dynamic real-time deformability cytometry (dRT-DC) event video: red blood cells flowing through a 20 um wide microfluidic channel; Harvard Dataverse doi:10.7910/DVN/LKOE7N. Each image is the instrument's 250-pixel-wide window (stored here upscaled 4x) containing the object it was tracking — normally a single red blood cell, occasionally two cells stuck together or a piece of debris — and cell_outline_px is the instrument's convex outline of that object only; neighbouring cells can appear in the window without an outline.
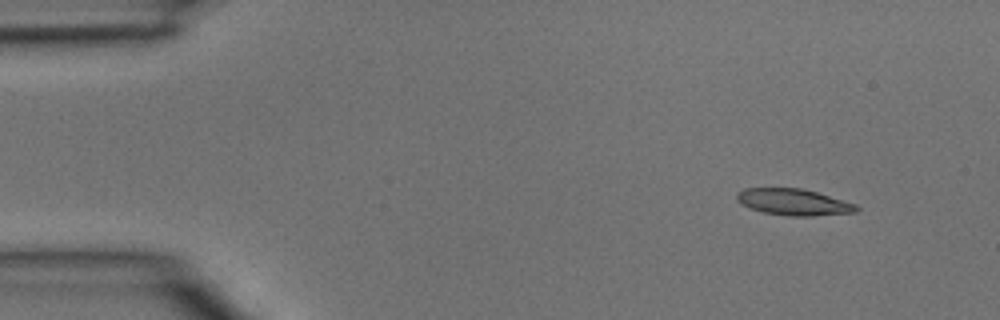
{"species": "common noctule bat (a hibernating species)", "species_latin": "Nyctalus noctula", "temperature_condition": "room temperature", "stored_images_in_passage": 3, "camera_frame_rate_fps": 3000, "um_per_image_px": 0.085, "animal": {"sex": "male", "body_mass_g": 15.6}, "frame": {"image": 1, "passage_image": 1, "time_ms": 0.0, "image_size_px": [1000, 320], "cell_outline_px": [[860, 208], [856, 212], [812, 216], [792, 216], [764, 212], [740, 204], [736, 200], [736, 192], [744, 188], [804, 188], [856, 204]], "centroid_in_image_um": [67.44, 17.16], "position_along_channel_um": 17.6, "area_um2": 18.44}}
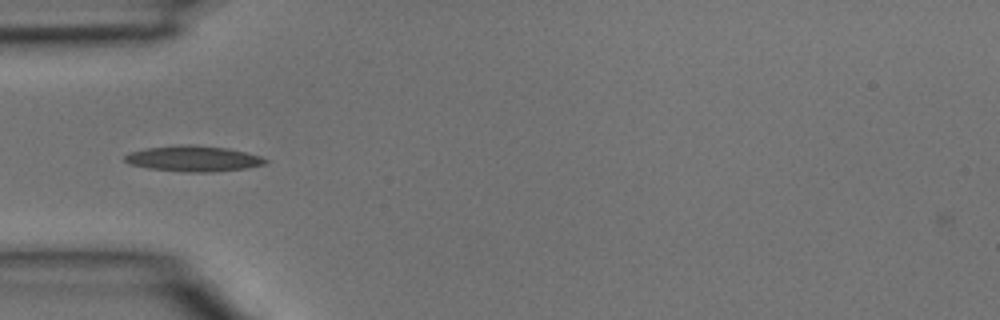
{"frame": {"image": 2, "passage_image": 3, "time_ms": 0.667, "image_size_px": [1000, 320], "cell_outline_px": [[268, 160], [264, 164], [248, 168], [212, 172], [184, 172], [148, 168], [128, 164], [124, 160], [124, 156], [128, 152], [148, 148], [188, 144], [228, 148], [260, 156]], "centroid_in_image_um": [16.41, 13.49], "position_along_channel_um": 68.6, "area_um2": 20.98}}